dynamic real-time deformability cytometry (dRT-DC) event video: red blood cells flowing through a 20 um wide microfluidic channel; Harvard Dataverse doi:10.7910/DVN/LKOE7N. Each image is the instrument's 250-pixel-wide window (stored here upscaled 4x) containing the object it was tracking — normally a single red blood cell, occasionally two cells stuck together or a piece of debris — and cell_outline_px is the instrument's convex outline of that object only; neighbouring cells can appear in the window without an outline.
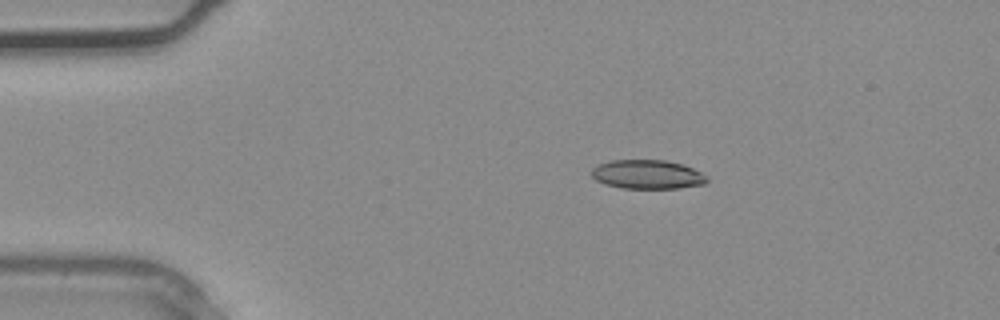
{"species": "common noctule bat (a hibernating species)", "species_latin": "Nyctalus noctula", "temperature_condition": "warm", "stored_images_in_passage": 2, "camera_frame_rate_fps": 3000, "um_per_image_px": 0.085, "animal": {"sex": "male", "body_mass_g": 20.4}, "frame": {"image": 1, "passage_image": 2, "time_ms": 0.333, "image_size_px": [1000, 320], "cell_outline_px": [[708, 180], [704, 184], [680, 188], [620, 188], [604, 184], [596, 180], [592, 176], [592, 168], [600, 164], [612, 160], [664, 160], [680, 164], [692, 168], [708, 176]], "centroid_in_image_um": [55.03, 14.83], "position_along_channel_um": 30.0, "area_um2": 19.42}}